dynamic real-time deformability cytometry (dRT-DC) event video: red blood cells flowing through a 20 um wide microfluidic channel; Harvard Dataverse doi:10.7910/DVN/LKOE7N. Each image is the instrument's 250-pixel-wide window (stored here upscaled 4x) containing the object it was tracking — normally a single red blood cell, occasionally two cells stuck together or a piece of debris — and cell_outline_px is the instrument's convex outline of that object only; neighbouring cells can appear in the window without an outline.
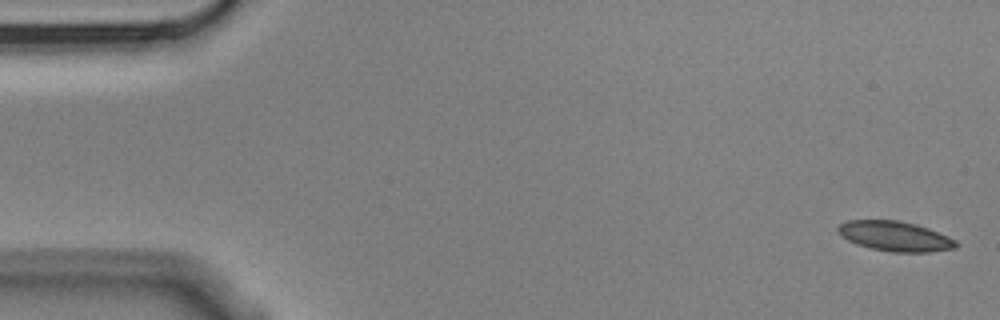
{"species": "Egyptian fruit bat (a non-hibernating species)", "species_latin": "Rousettus aegyptiacus", "temperature_condition": "cold", "stored_images_in_passage": 15, "camera_frame_rate_fps": 3000, "um_per_image_px": 0.085, "animal": {"sex": "male"}, "frame": {"image": 1, "passage_image": 1, "time_ms": 0.0, "image_size_px": [1000, 320], "cell_outline_px": [[960, 244], [956, 248], [928, 252], [892, 252], [868, 248], [856, 244], [840, 236], [836, 232], [836, 228], [840, 224], [848, 220], [896, 220], [916, 224], [928, 228], [948, 236], [956, 240]], "centroid_in_image_um": [76.06, 20.08], "position_along_channel_um": 8.9, "area_um2": 20.81}}
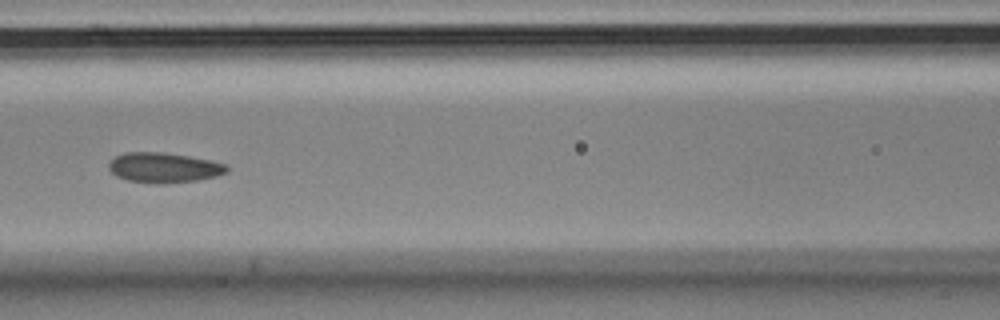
{"frame": {"image": 2, "passage_image": 7, "time_ms": 2.0, "image_size_px": [1000, 320], "cell_outline_px": [[228, 172], [216, 176], [196, 180], [164, 184], [128, 180], [116, 176], [108, 168], [108, 164], [116, 156], [124, 152], [164, 152], [212, 160], [228, 164]], "centroid_in_image_um": [13.96, 14.24], "position_along_channel_um": 152.6, "area_um2": 20.69}}
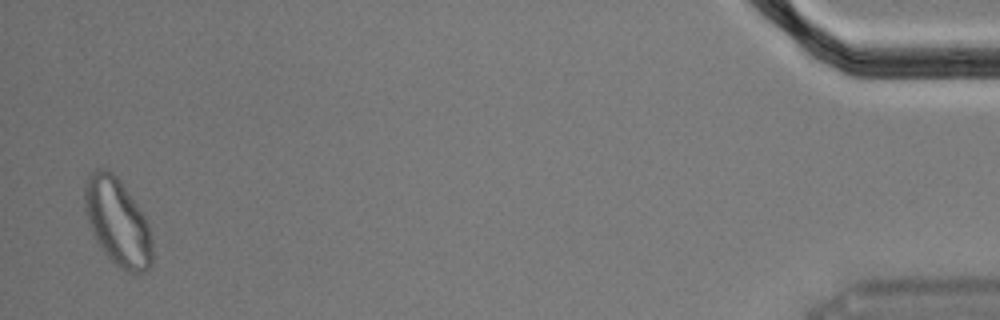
{"frame": {"image": 3, "passage_image": 15, "time_ms": 4.667, "image_size_px": [1000, 320], "cell_outline_px": [[152, 264], [144, 272], [128, 272], [120, 268], [104, 252], [96, 240], [92, 232], [84, 208], [84, 184], [88, 176], [96, 168], [108, 168], [120, 180], [144, 216], [148, 224], [152, 240]], "centroid_in_image_um": [9.98, 18.85], "position_along_channel_um": 425.2, "area_um2": 34.16}}